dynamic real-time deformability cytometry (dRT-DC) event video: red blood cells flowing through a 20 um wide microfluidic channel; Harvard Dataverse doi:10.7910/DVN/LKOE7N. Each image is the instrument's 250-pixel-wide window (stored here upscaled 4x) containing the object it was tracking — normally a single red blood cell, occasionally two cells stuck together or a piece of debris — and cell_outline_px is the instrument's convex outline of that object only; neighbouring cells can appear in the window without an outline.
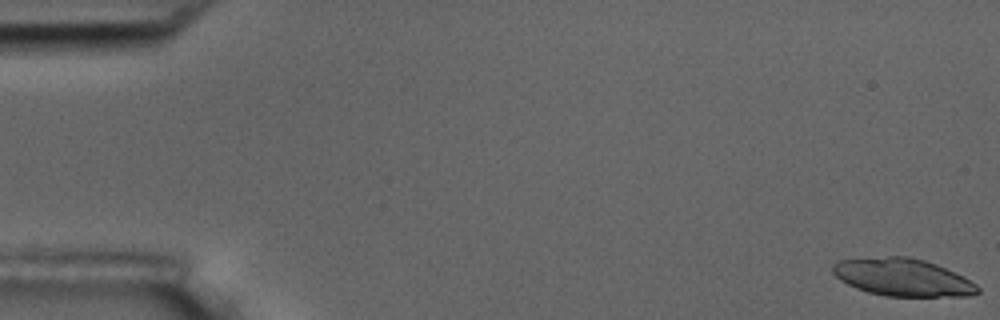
{"species": "common noctule bat (a hibernating species)", "species_latin": "Nyctalus noctula", "temperature_condition": "room temperature", "stored_images_in_passage": 5, "camera_frame_rate_fps": 3000, "um_per_image_px": 0.085, "animal": {"sex": "male", "body_mass_g": 17.5, "forearm_length_mm": 52.3}, "frame": {"image": 1, "passage_image": 1, "time_ms": 0.0, "image_size_px": [1000, 320], "cell_outline_px": [[980, 292], [972, 296], [884, 296], [868, 292], [856, 288], [840, 280], [832, 272], [832, 264], [840, 260], [888, 256], [908, 256], [924, 260], [936, 264], [964, 276], [976, 284], [980, 288]], "centroid_in_image_um": [76.75, 23.57], "position_along_channel_um": 8.3, "area_um2": 31.79}}